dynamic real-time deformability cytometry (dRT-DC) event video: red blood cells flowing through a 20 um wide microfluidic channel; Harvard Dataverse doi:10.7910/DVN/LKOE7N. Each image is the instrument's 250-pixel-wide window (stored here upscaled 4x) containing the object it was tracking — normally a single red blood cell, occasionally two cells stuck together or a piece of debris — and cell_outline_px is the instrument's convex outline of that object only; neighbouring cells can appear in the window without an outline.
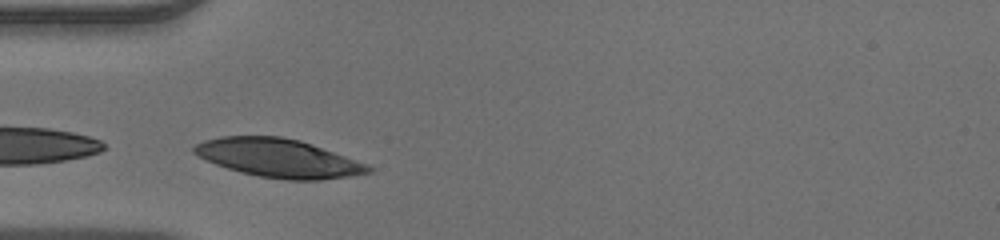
{"species": "human", "species_latin": "Homo sapiens", "temperature_condition": "warm", "stored_images_in_passage": 10, "camera_frame_rate_fps": 3000, "um_per_image_px": 0.085, "donor": {"sex": "male"}, "frame": {"image": 1, "passage_image": 1, "time_ms": 0.0, "image_size_px": [1000, 240], "cell_outline_px": [[376, 168], [372, 172], [348, 176], [320, 180], [288, 180], [260, 176], [240, 172], [216, 164], [192, 152], [192, 148], [196, 144], [204, 140], [220, 136], [280, 136], [300, 140], [312, 144], [368, 164]], "centroid_in_image_um": [23.69, 13.43], "position_along_channel_um": 61.3, "area_um2": 38.9}}
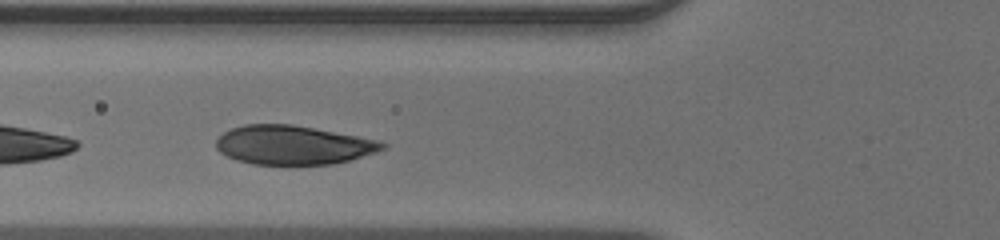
{"frame": {"image": 2, "passage_image": 4, "time_ms": 1.0, "image_size_px": [1000, 240], "cell_outline_px": [[388, 144], [384, 148], [376, 152], [348, 160], [332, 164], [252, 164], [236, 160], [220, 152], [216, 148], [216, 140], [224, 132], [232, 128], [244, 124], [292, 124], [356, 136], [376, 140]], "centroid_in_image_um": [24.87, 12.32], "position_along_channel_um": 100.9, "area_um2": 37.4}}
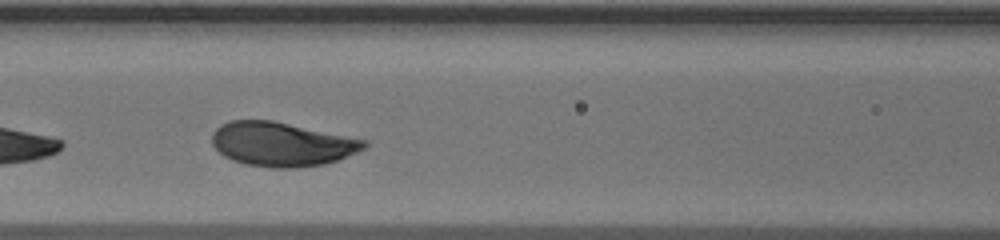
{"frame": {"image": 3, "passage_image": 7, "time_ms": 2.0, "image_size_px": [1000, 240], "cell_outline_px": [[368, 144], [364, 148], [356, 152], [336, 160], [324, 164], [292, 168], [272, 168], [244, 164], [232, 160], [224, 156], [212, 144], [212, 132], [220, 124], [228, 120], [272, 120], [368, 140]], "centroid_in_image_um": [23.92, 12.24], "position_along_channel_um": 142.7, "area_um2": 39.13}}